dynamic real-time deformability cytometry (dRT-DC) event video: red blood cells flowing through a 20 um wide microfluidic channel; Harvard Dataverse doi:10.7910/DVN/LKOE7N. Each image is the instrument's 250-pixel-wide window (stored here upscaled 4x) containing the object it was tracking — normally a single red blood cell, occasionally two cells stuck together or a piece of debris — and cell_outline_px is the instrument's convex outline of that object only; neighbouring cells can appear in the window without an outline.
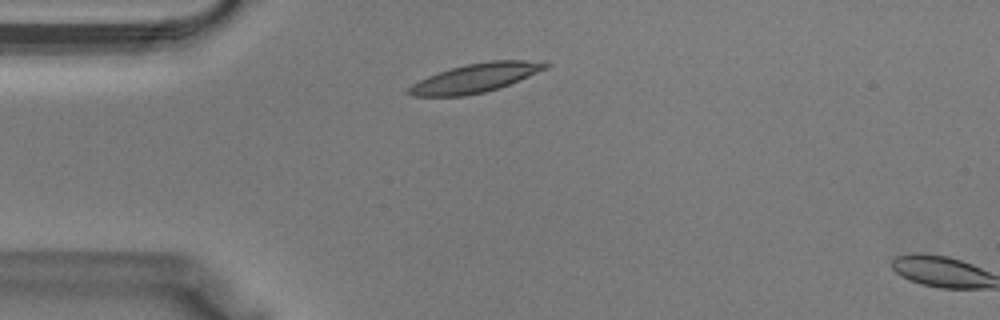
{"species": "Egyptian fruit bat (a non-hibernating species)", "species_latin": "Rousettus aegyptiacus", "temperature_condition": "warm", "stored_images_in_passage": 5, "camera_frame_rate_fps": 3000, "um_per_image_px": 0.085, "animal": {"sex": "male"}, "frame": {"image": 1, "passage_image": 4, "time_ms": 1.0, "image_size_px": [1000, 320], "cell_outline_px": [[552, 64], [548, 68], [500, 88], [484, 92], [464, 96], [412, 96], [408, 92], [408, 88], [412, 84], [428, 76], [452, 68], [468, 64], [492, 60], [524, 60]], "centroid_in_image_um": [40.43, 6.63], "position_along_channel_um": 44.6, "area_um2": 22.72}}